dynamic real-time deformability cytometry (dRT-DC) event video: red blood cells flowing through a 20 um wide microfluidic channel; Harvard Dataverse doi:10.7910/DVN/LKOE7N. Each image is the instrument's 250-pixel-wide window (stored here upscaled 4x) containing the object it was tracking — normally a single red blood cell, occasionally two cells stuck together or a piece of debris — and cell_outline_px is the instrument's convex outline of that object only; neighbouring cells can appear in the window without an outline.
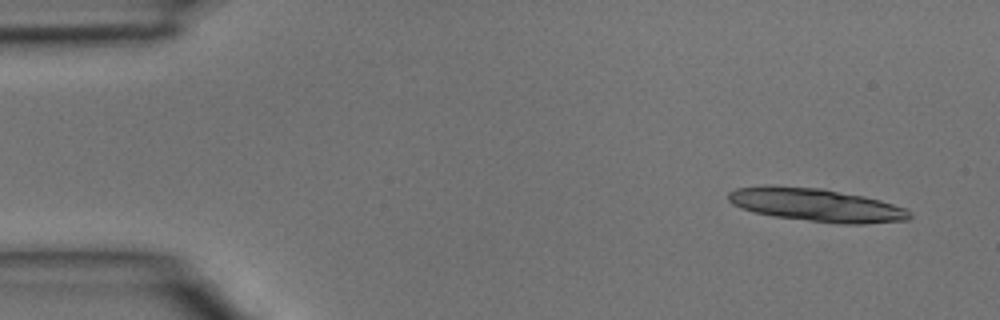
{"species": "common noctule bat (a hibernating species)", "species_latin": "Nyctalus noctula", "temperature_condition": "room temperature", "stored_images_in_passage": 4, "camera_frame_rate_fps": 3000, "um_per_image_px": 0.085, "animal": {"sex": "male", "body_mass_g": 15.6}, "frame": {"image": 1, "passage_image": 1, "time_ms": 0.0, "image_size_px": [1000, 320], "cell_outline_px": [[912, 216], [908, 220], [864, 224], [840, 224], [776, 216], [756, 212], [740, 208], [732, 204], [728, 200], [728, 192], [736, 188], [824, 188], [864, 196], [880, 200], [904, 208], [912, 212]], "centroid_in_image_um": [69.5, 17.46], "position_along_channel_um": 15.5, "area_um2": 33.99}}
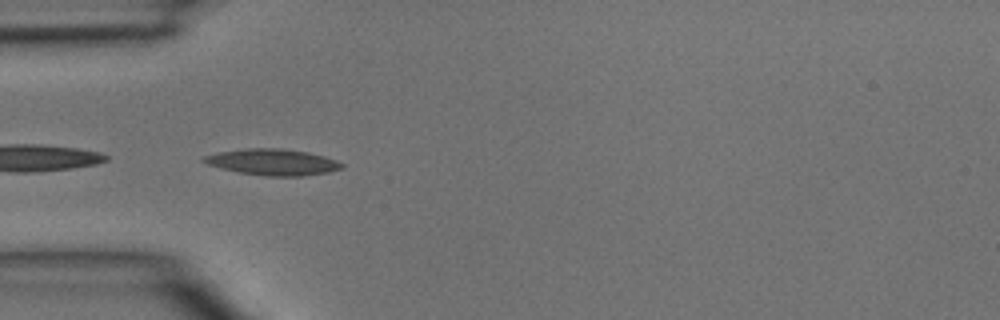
{"frame": {"image": 2, "passage_image": 4, "time_ms": 1.0, "image_size_px": [1000, 320], "cell_outline_px": [[344, 168], [328, 172], [300, 176], [264, 176], [240, 172], [208, 164], [200, 160], [204, 156], [220, 152], [248, 148], [280, 148], [308, 152], [324, 156], [336, 160], [344, 164]], "centroid_in_image_um": [23.22, 13.77], "position_along_channel_um": 61.8, "area_um2": 20.87}}